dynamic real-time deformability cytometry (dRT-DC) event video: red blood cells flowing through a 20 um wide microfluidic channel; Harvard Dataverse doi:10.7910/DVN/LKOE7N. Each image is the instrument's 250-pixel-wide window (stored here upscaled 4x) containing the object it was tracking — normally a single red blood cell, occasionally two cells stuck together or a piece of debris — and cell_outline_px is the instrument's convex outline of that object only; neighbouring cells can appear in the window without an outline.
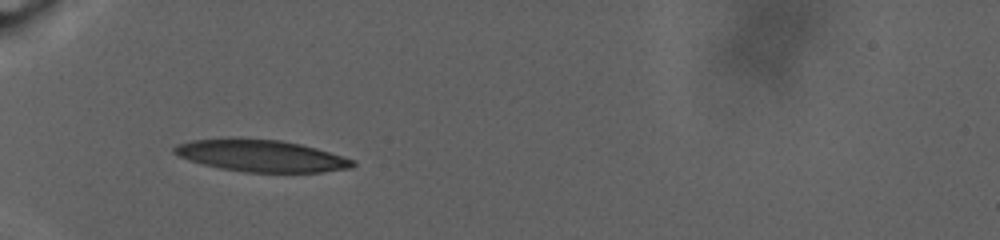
{"species": "human", "species_latin": "Homo sapiens", "temperature_condition": "warm", "stored_images_in_passage": 37, "camera_frame_rate_fps": 3000, "um_per_image_px": 0.085, "donor": {"sex": "male"}, "frame": {"image": 1, "passage_image": 1, "time_ms": 0.0, "image_size_px": [1000, 240], "cell_outline_px": [[356, 164], [352, 168], [320, 172], [244, 172], [220, 168], [188, 160], [172, 152], [172, 148], [176, 144], [192, 140], [232, 136], [280, 140], [300, 144], [316, 148], [356, 160]], "centroid_in_image_um": [22.16, 13.21], "position_along_channel_um": 62.8, "area_um2": 33.7}}
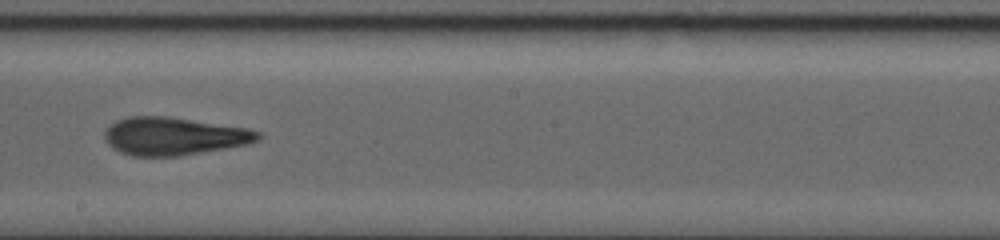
{"frame": {"image": 2, "passage_image": 21, "time_ms": 8.0, "image_size_px": [1000, 240], "cell_outline_px": [[264, 136], [260, 140], [248, 144], [180, 156], [132, 156], [120, 152], [112, 148], [108, 144], [104, 136], [104, 132], [116, 120], [128, 116], [164, 116], [248, 128], [260, 132]], "centroid_in_image_um": [14.79, 11.58], "position_along_channel_um": 233.4, "area_um2": 33.87}}
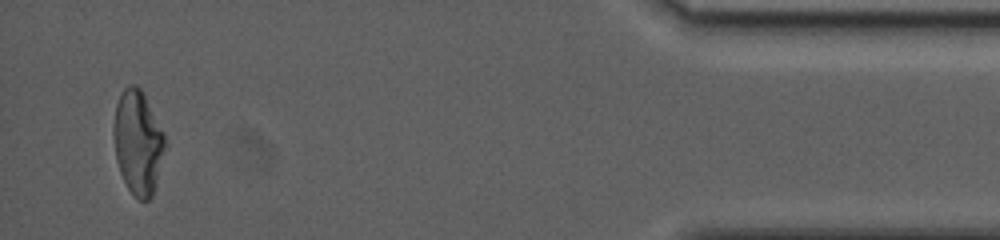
{"frame": {"image": 3, "passage_image": 36, "time_ms": 18.667, "image_size_px": [1000, 240], "cell_outline_px": [[168, 148], [152, 196], [148, 200], [140, 200], [128, 188], [120, 172], [116, 160], [112, 132], [112, 124], [116, 104], [124, 88], [128, 84], [136, 84], [140, 88], [164, 132], [168, 144]], "centroid_in_image_um": [11.74, 12.1], "position_along_channel_um": 423.5, "area_um2": 31.67}, "authors_computed_cell_mechanics": {"area_um2": 33.813, "velocity_mm_per_s": 2.3248, "shape_relaxation_time_tau1_ms": null, "shape_relaxation_time_tau2_ms": 3.8278, "deformation_change_tau1": null, "deformation_change_tau2": 0.1186}}